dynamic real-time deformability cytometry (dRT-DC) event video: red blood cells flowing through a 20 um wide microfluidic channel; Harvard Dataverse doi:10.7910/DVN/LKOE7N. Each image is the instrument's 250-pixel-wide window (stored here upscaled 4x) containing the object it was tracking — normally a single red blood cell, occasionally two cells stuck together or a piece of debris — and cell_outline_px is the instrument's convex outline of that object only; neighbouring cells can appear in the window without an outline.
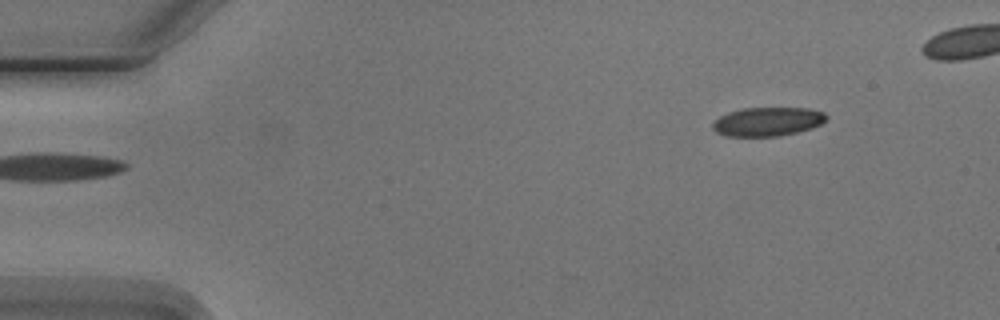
{"species": "Egyptian fruit bat (a non-hibernating species)", "species_latin": "Rousettus aegyptiacus", "temperature_condition": "cold", "stored_images_in_passage": 3, "segment_of_instrument_passage": [2, 2], "camera_frame_rate_fps": 3000, "um_per_image_px": 0.085, "animal": {"sex": "male"}, "frame": {"image": 1, "passage_image": 3, "time_ms": 2.333, "image_size_px": [1000, 320], "cell_outline_px": [[828, 116], [820, 124], [812, 128], [780, 136], [724, 136], [716, 132], [712, 128], [712, 124], [720, 116], [728, 112], [744, 108], [808, 108], [824, 112]], "centroid_in_image_um": [65.23, 10.34], "position_along_channel_um": 19.8, "area_um2": 19.07}}